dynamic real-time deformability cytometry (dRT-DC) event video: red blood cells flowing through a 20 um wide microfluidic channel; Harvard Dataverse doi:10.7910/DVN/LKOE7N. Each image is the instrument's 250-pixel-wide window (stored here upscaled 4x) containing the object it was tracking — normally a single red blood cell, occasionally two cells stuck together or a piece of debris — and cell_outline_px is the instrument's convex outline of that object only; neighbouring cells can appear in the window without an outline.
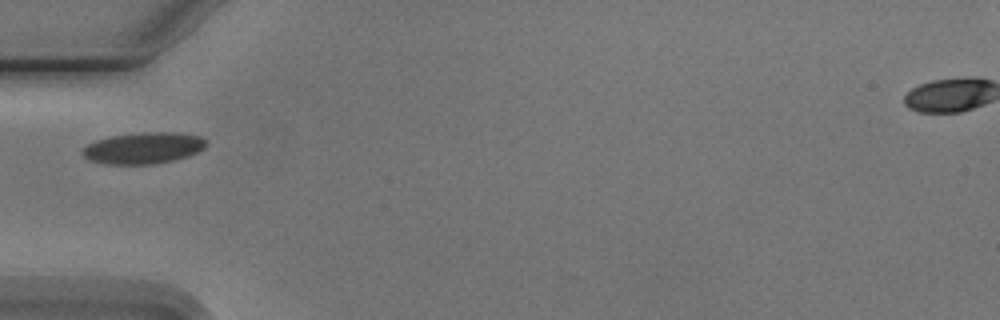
{"species": "Egyptian fruit bat (a non-hibernating species)", "species_latin": "Rousettus aegyptiacus", "temperature_condition": "cold", "stored_images_in_passage": 8, "camera_frame_rate_fps": 3000, "um_per_image_px": 0.085, "animal": {"sex": "male"}, "frame": {"image": 1, "passage_image": 5, "time_ms": 4.667, "image_size_px": [1000, 320], "cell_outline_px": [[208, 144], [204, 148], [188, 156], [172, 160], [152, 164], [104, 164], [92, 160], [84, 156], [80, 152], [88, 144], [96, 140], [112, 136], [140, 132], [176, 132], [200, 136]], "centroid_in_image_um": [12.19, 12.57], "position_along_channel_um": 72.8, "area_um2": 22.48}}
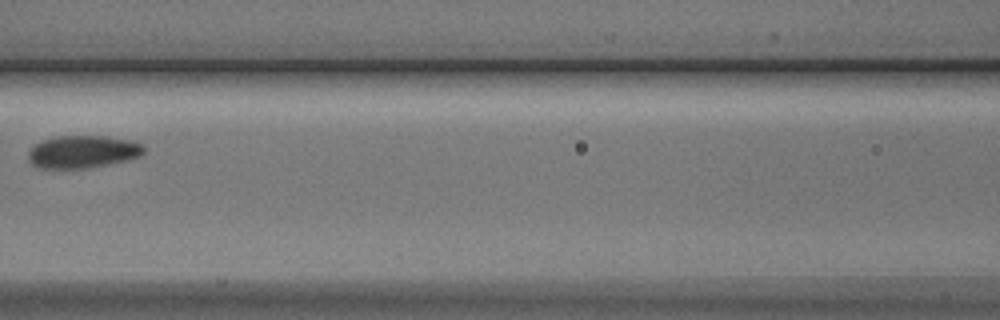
{"frame": {"image": 2, "passage_image": 7, "time_ms": 7.0, "image_size_px": [1000, 320], "cell_outline_px": [[144, 152], [140, 156], [128, 160], [88, 168], [40, 168], [32, 164], [28, 156], [28, 152], [40, 140], [56, 136], [104, 136], [132, 140], [144, 144]], "centroid_in_image_um": [7.06, 12.89], "position_along_channel_um": 159.5, "area_um2": 22.02}}
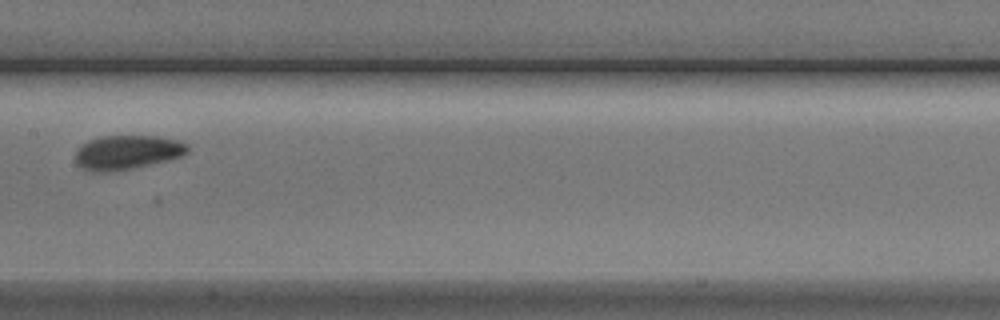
{"frame": {"image": 3, "passage_image": 8, "time_ms": 8.0, "image_size_px": [1000, 320], "cell_outline_px": [[188, 152], [180, 156], [168, 160], [132, 168], [104, 172], [96, 172], [84, 168], [76, 164], [76, 148], [88, 140], [100, 136], [156, 136], [180, 140], [188, 144]], "centroid_in_image_um": [10.8, 12.93], "position_along_channel_um": 196.6, "area_um2": 22.31}}